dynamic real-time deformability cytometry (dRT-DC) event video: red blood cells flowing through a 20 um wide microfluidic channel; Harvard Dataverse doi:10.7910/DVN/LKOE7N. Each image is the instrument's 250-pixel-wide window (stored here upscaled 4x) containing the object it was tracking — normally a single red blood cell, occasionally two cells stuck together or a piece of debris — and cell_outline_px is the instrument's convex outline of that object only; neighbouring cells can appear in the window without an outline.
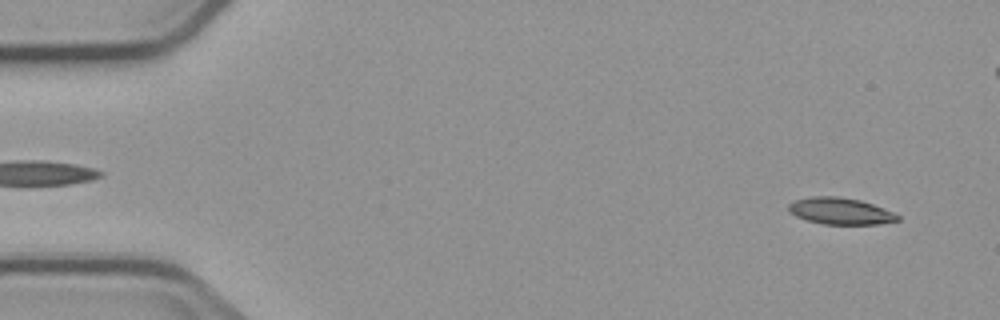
{"species": "common noctule bat (a hibernating species)", "species_latin": "Nyctalus noctula", "temperature_condition": "cold", "stored_images_in_passage": 6, "camera_frame_rate_fps": 3000, "um_per_image_px": 0.085, "animal": {"sex": "male", "body_mass_g": 23.1, "forearm_length_mm": 52.7}, "frame": {"image": 1, "passage_image": 2, "time_ms": 1.0, "image_size_px": [1000, 320], "cell_outline_px": [[900, 220], [880, 224], [824, 224], [808, 220], [796, 216], [788, 212], [788, 204], [796, 200], [812, 196], [840, 196], [860, 200], [872, 204], [892, 212], [900, 216]], "centroid_in_image_um": [71.42, 17.94], "position_along_channel_um": 13.6, "area_um2": 16.88}}